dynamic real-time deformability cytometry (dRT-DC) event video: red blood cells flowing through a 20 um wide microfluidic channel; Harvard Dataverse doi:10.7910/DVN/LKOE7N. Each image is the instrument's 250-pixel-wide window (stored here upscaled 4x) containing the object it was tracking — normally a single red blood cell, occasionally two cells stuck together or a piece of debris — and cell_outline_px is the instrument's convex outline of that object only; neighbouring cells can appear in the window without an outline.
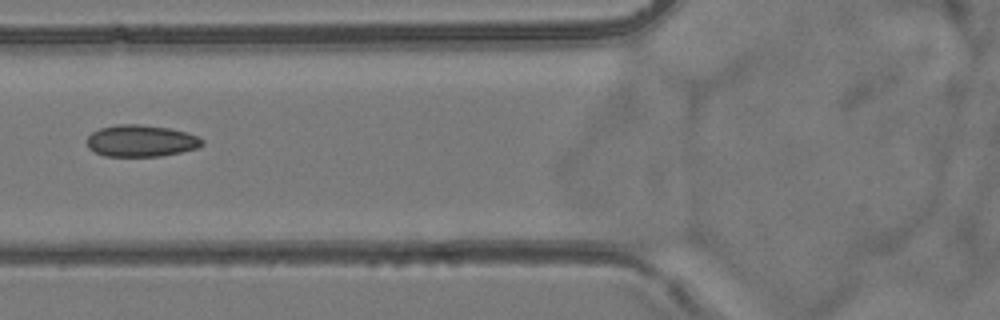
{"species": "common noctule bat (a hibernating species)", "species_latin": "Nyctalus noctula", "temperature_condition": "room temperature", "stored_images_in_passage": 5, "camera_frame_rate_fps": 3000, "um_per_image_px": 0.085, "animal": {"sex": "female", "body_mass_g": 24.6, "forearm_length_mm": 56.2}, "frame": {"image": 1, "passage_image": 5, "time_ms": 5.667, "image_size_px": [1000, 320], "cell_outline_px": [[204, 144], [196, 148], [180, 152], [160, 156], [104, 156], [88, 148], [88, 136], [92, 132], [100, 128], [116, 124], [140, 124], [168, 128], [188, 132], [200, 136], [204, 140]], "centroid_in_image_um": [12.01, 11.96], "position_along_channel_um": 113.8, "area_um2": 21.39}}